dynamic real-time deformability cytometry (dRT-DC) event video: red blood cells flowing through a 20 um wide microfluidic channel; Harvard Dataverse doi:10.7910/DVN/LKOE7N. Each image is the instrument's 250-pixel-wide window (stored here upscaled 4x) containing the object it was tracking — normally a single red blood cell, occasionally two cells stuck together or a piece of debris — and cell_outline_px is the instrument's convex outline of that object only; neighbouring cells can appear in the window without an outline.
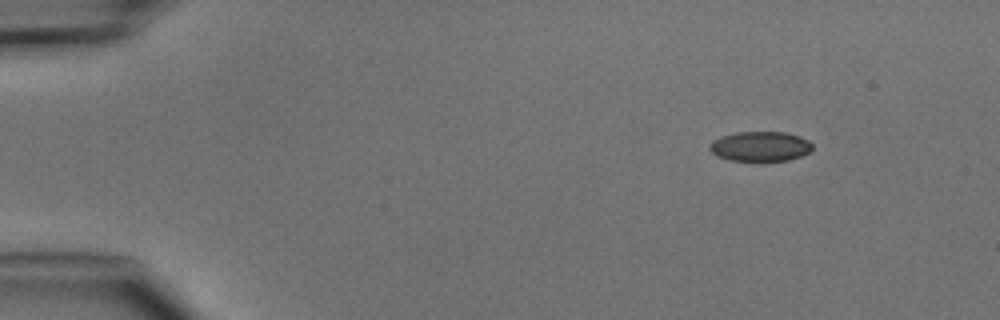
{"species": "common noctule bat (a hibernating species)", "species_latin": "Nyctalus noctula", "temperature_condition": "cold", "stored_images_in_passage": 3, "camera_frame_rate_fps": 3000, "um_per_image_px": 0.085, "animal": {"sex": "male", "body_mass_g": 15.6}, "frame": {"image": 1, "passage_image": 1, "time_ms": 0.0, "image_size_px": [1000, 320], "cell_outline_px": [[812, 148], [808, 152], [800, 156], [788, 160], [728, 160], [716, 156], [708, 148], [708, 144], [712, 140], [720, 136], [736, 132], [784, 132], [800, 136], [808, 140], [812, 144]], "centroid_in_image_um": [64.57, 12.43], "position_along_channel_um": 20.4, "area_um2": 17.86}}